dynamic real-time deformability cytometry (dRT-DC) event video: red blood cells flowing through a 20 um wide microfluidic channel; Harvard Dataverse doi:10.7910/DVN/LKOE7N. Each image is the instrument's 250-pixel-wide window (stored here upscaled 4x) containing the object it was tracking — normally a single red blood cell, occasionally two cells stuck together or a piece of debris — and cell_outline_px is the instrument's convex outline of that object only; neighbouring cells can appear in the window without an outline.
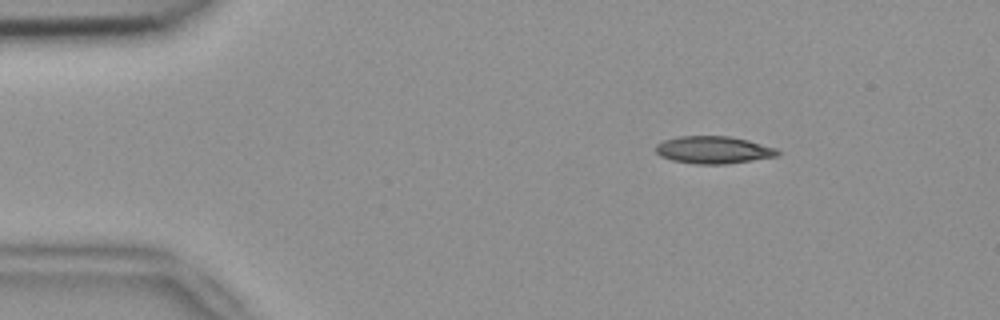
{"species": "common noctule bat (a hibernating species)", "species_latin": "Nyctalus noctula", "temperature_condition": "room temperature", "stored_images_in_passage": 30, "camera_frame_rate_fps": 3000, "um_per_image_px": 0.085, "animal": {"sex": "female", "body_mass_g": 18.4}, "frame": {"image": 1, "passage_image": 1, "time_ms": 0.0, "image_size_px": [1000, 320], "cell_outline_px": [[780, 152], [776, 156], [752, 160], [724, 164], [696, 164], [672, 160], [660, 156], [656, 152], [656, 144], [664, 140], [680, 136], [728, 136], [748, 140], [776, 148]], "centroid_in_image_um": [60.62, 12.74], "position_along_channel_um": 24.4, "area_um2": 19.31}}
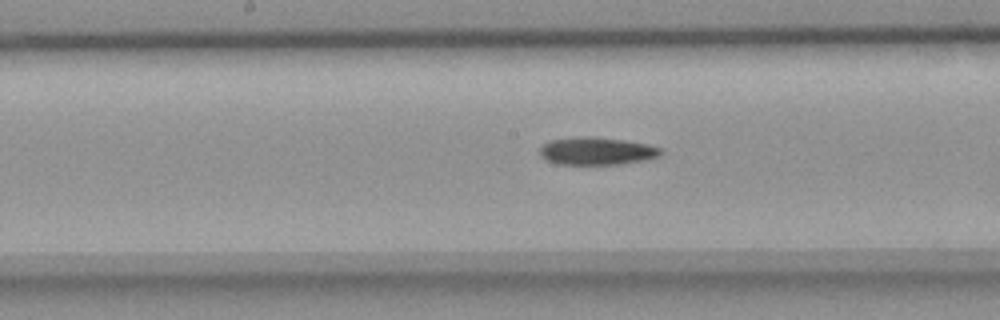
{"frame": {"image": 2, "passage_image": 20, "time_ms": 6.333, "image_size_px": [1000, 320], "cell_outline_px": [[664, 152], [660, 156], [644, 160], [620, 164], [556, 164], [544, 160], [540, 156], [540, 148], [548, 140], [584, 136], [588, 136], [624, 140], [648, 144], [664, 148]], "centroid_in_image_um": [50.74, 12.84], "position_along_channel_um": 197.5, "area_um2": 19.71}}
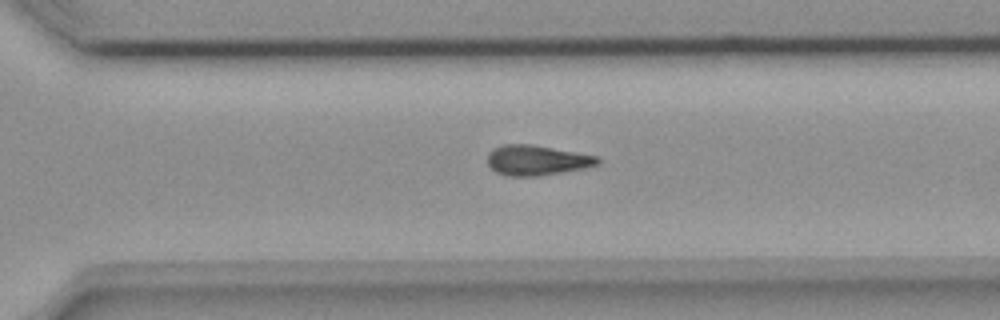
{"frame": {"image": 3, "passage_image": 30, "time_ms": 9.667, "image_size_px": [1000, 320], "cell_outline_px": [[600, 164], [584, 168], [564, 172], [540, 176], [508, 176], [496, 172], [488, 164], [488, 152], [492, 148], [504, 144], [532, 144], [600, 156]], "centroid_in_image_um": [45.65, 13.61], "position_along_channel_um": 324.9, "area_um2": 19.59}}